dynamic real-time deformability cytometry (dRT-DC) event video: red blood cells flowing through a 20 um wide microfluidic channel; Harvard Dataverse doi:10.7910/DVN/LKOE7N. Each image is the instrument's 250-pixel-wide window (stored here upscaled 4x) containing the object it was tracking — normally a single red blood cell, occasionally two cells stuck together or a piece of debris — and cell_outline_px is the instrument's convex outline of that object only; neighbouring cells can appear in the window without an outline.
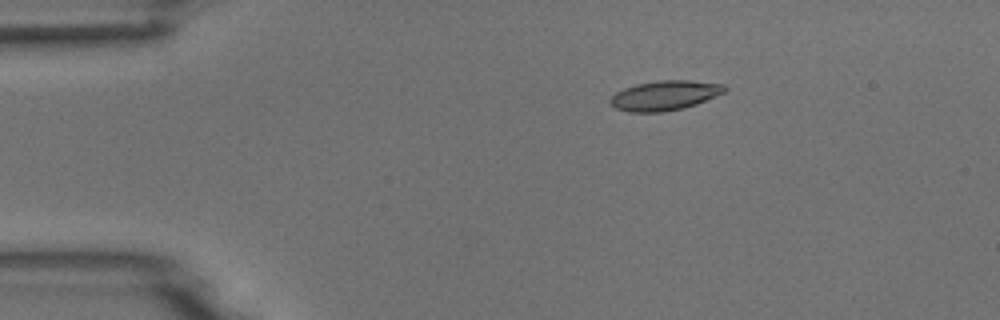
{"species": "common noctule bat (a hibernating species)", "species_latin": "Nyctalus noctula", "temperature_condition": "room temperature", "stored_images_in_passage": 10, "camera_frame_rate_fps": 3000, "um_per_image_px": 0.085, "animal": {"sex": "male", "body_mass_g": 18.8}, "frame": {"image": 1, "passage_image": 3, "time_ms": 2.333, "image_size_px": [1000, 320], "cell_outline_px": [[728, 88], [724, 92], [696, 104], [684, 108], [664, 112], [628, 112], [616, 108], [608, 100], [616, 92], [624, 88], [636, 84], [660, 80], [688, 80], [724, 84]], "centroid_in_image_um": [56.5, 8.11], "position_along_channel_um": 28.5, "area_um2": 19.77}}
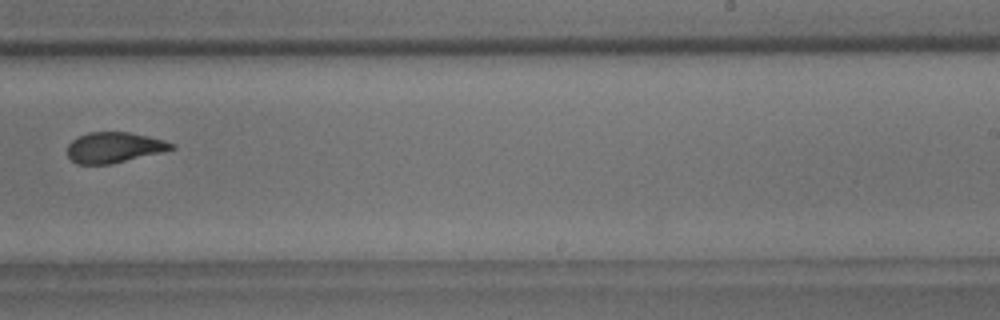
{"frame": {"image": 2, "passage_image": 10, "time_ms": 10.333, "image_size_px": [1000, 320], "cell_outline_px": [[176, 148], [164, 152], [112, 164], [76, 164], [68, 156], [68, 144], [72, 140], [88, 132], [128, 132], [148, 136], [164, 140], [176, 144]], "centroid_in_image_um": [9.74, 12.54], "position_along_channel_um": 279.3, "area_um2": 18.67}}